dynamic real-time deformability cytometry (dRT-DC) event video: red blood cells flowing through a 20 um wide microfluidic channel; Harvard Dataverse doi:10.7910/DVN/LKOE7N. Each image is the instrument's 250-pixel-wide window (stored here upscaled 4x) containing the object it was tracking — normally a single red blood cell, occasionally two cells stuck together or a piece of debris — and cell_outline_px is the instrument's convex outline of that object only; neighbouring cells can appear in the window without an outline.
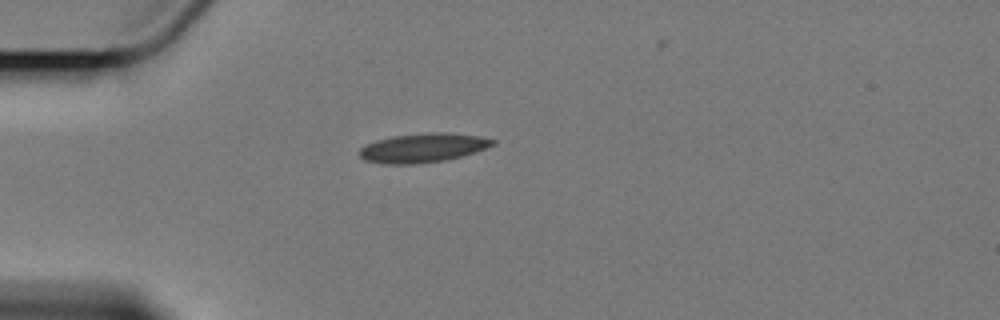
{"species": "Egyptian fruit bat (a non-hibernating species)", "species_latin": "Rousettus aegyptiacus", "temperature_condition": "cold", "stored_images_in_passage": 4, "camera_frame_rate_fps": 3000, "um_per_image_px": 0.085, "animal": {"sex": "female"}, "frame": {"image": 1, "passage_image": 4, "time_ms": 3.667, "image_size_px": [1000, 320], "cell_outline_px": [[496, 144], [448, 160], [416, 164], [384, 164], [364, 160], [360, 156], [360, 148], [376, 140], [392, 136], [432, 132], [448, 132], [480, 136], [496, 140]], "centroid_in_image_um": [35.95, 12.56], "position_along_channel_um": 49.1, "area_um2": 22.54}}